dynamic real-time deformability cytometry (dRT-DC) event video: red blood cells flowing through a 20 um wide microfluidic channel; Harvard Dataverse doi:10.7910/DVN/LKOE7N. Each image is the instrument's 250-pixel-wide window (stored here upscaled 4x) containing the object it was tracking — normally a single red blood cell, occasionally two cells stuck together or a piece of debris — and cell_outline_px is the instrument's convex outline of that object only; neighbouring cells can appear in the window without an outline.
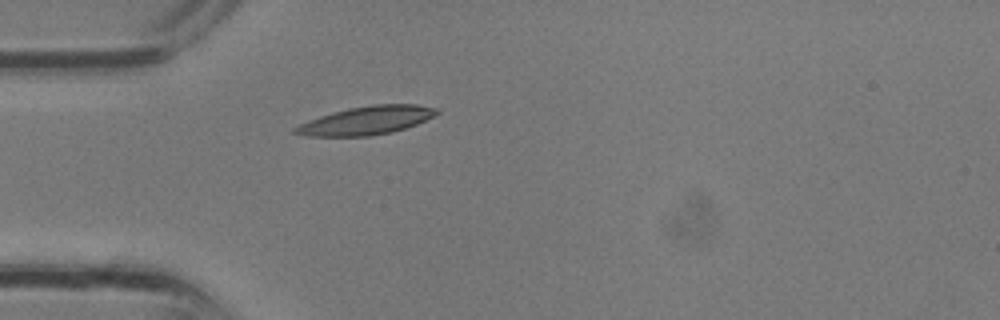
{"species": "common noctule bat (a hibernating species)", "species_latin": "Nyctalus noctula", "temperature_condition": "room temperature", "stored_images_in_passage": 2, "camera_frame_rate_fps": 3000, "um_per_image_px": 0.085, "animal": {"sex": "male", "body_mass_g": 13.3}, "frame": {"image": 1, "passage_image": 2, "time_ms": 0.333, "image_size_px": [1000, 320], "cell_outline_px": [[440, 112], [436, 116], [416, 124], [392, 132], [368, 136], [308, 136], [292, 132], [292, 128], [308, 120], [332, 112], [348, 108], [372, 104], [416, 104], [440, 108]], "centroid_in_image_um": [31.18, 10.23], "position_along_channel_um": 53.8, "area_um2": 23.52}}